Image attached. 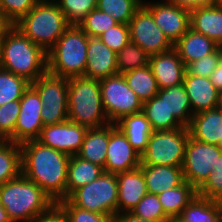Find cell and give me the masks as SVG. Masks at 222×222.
<instances>
[{"instance_id": "1", "label": "cell", "mask_w": 222, "mask_h": 222, "mask_svg": "<svg viewBox=\"0 0 222 222\" xmlns=\"http://www.w3.org/2000/svg\"><path fill=\"white\" fill-rule=\"evenodd\" d=\"M20 146L22 174L42 188L54 203L66 199L71 156L37 140L26 141Z\"/></svg>"}, {"instance_id": "2", "label": "cell", "mask_w": 222, "mask_h": 222, "mask_svg": "<svg viewBox=\"0 0 222 222\" xmlns=\"http://www.w3.org/2000/svg\"><path fill=\"white\" fill-rule=\"evenodd\" d=\"M0 64L30 83L48 71L47 53L15 26L0 41Z\"/></svg>"}, {"instance_id": "3", "label": "cell", "mask_w": 222, "mask_h": 222, "mask_svg": "<svg viewBox=\"0 0 222 222\" xmlns=\"http://www.w3.org/2000/svg\"><path fill=\"white\" fill-rule=\"evenodd\" d=\"M0 203L11 222H31L55 204L42 188L22 173L0 185Z\"/></svg>"}, {"instance_id": "4", "label": "cell", "mask_w": 222, "mask_h": 222, "mask_svg": "<svg viewBox=\"0 0 222 222\" xmlns=\"http://www.w3.org/2000/svg\"><path fill=\"white\" fill-rule=\"evenodd\" d=\"M14 26L48 53L70 24L54 0H39Z\"/></svg>"}, {"instance_id": "5", "label": "cell", "mask_w": 222, "mask_h": 222, "mask_svg": "<svg viewBox=\"0 0 222 222\" xmlns=\"http://www.w3.org/2000/svg\"><path fill=\"white\" fill-rule=\"evenodd\" d=\"M68 120L87 128L109 124L99 80L84 76L68 79Z\"/></svg>"}, {"instance_id": "6", "label": "cell", "mask_w": 222, "mask_h": 222, "mask_svg": "<svg viewBox=\"0 0 222 222\" xmlns=\"http://www.w3.org/2000/svg\"><path fill=\"white\" fill-rule=\"evenodd\" d=\"M88 41L79 25H70L47 53L48 72L68 79L84 76Z\"/></svg>"}, {"instance_id": "7", "label": "cell", "mask_w": 222, "mask_h": 222, "mask_svg": "<svg viewBox=\"0 0 222 222\" xmlns=\"http://www.w3.org/2000/svg\"><path fill=\"white\" fill-rule=\"evenodd\" d=\"M188 138L186 126L153 131L146 150L141 154V164L182 166Z\"/></svg>"}, {"instance_id": "8", "label": "cell", "mask_w": 222, "mask_h": 222, "mask_svg": "<svg viewBox=\"0 0 222 222\" xmlns=\"http://www.w3.org/2000/svg\"><path fill=\"white\" fill-rule=\"evenodd\" d=\"M68 199L77 207L98 214H117L118 183L116 174L104 172L96 180L76 189Z\"/></svg>"}, {"instance_id": "9", "label": "cell", "mask_w": 222, "mask_h": 222, "mask_svg": "<svg viewBox=\"0 0 222 222\" xmlns=\"http://www.w3.org/2000/svg\"><path fill=\"white\" fill-rule=\"evenodd\" d=\"M101 100L110 123L116 124L124 116L142 112L143 103L129 88L123 74L99 80Z\"/></svg>"}, {"instance_id": "10", "label": "cell", "mask_w": 222, "mask_h": 222, "mask_svg": "<svg viewBox=\"0 0 222 222\" xmlns=\"http://www.w3.org/2000/svg\"><path fill=\"white\" fill-rule=\"evenodd\" d=\"M43 104V125L63 123L68 120V78L55 76L48 71L31 82Z\"/></svg>"}, {"instance_id": "11", "label": "cell", "mask_w": 222, "mask_h": 222, "mask_svg": "<svg viewBox=\"0 0 222 222\" xmlns=\"http://www.w3.org/2000/svg\"><path fill=\"white\" fill-rule=\"evenodd\" d=\"M221 153L219 145L203 143L189 136L182 165L184 180L198 190L213 172Z\"/></svg>"}, {"instance_id": "12", "label": "cell", "mask_w": 222, "mask_h": 222, "mask_svg": "<svg viewBox=\"0 0 222 222\" xmlns=\"http://www.w3.org/2000/svg\"><path fill=\"white\" fill-rule=\"evenodd\" d=\"M130 42L138 45L150 56L167 52L174 44L155 24L152 14L142 5L129 22Z\"/></svg>"}, {"instance_id": "13", "label": "cell", "mask_w": 222, "mask_h": 222, "mask_svg": "<svg viewBox=\"0 0 222 222\" xmlns=\"http://www.w3.org/2000/svg\"><path fill=\"white\" fill-rule=\"evenodd\" d=\"M142 5L152 14L155 24L173 44L190 29V10L166 0H143Z\"/></svg>"}, {"instance_id": "14", "label": "cell", "mask_w": 222, "mask_h": 222, "mask_svg": "<svg viewBox=\"0 0 222 222\" xmlns=\"http://www.w3.org/2000/svg\"><path fill=\"white\" fill-rule=\"evenodd\" d=\"M43 104L37 91L29 85L20 99V113L14 128V143L37 140L44 127Z\"/></svg>"}, {"instance_id": "15", "label": "cell", "mask_w": 222, "mask_h": 222, "mask_svg": "<svg viewBox=\"0 0 222 222\" xmlns=\"http://www.w3.org/2000/svg\"><path fill=\"white\" fill-rule=\"evenodd\" d=\"M141 155L131 146L126 135L113 123H109V142L104 170L118 174L140 167Z\"/></svg>"}, {"instance_id": "16", "label": "cell", "mask_w": 222, "mask_h": 222, "mask_svg": "<svg viewBox=\"0 0 222 222\" xmlns=\"http://www.w3.org/2000/svg\"><path fill=\"white\" fill-rule=\"evenodd\" d=\"M87 129V127L70 120L59 124L46 125L42 128L37 141L44 146L73 156L79 153Z\"/></svg>"}, {"instance_id": "17", "label": "cell", "mask_w": 222, "mask_h": 222, "mask_svg": "<svg viewBox=\"0 0 222 222\" xmlns=\"http://www.w3.org/2000/svg\"><path fill=\"white\" fill-rule=\"evenodd\" d=\"M84 77L102 80L118 74L116 53L99 37H89Z\"/></svg>"}, {"instance_id": "18", "label": "cell", "mask_w": 222, "mask_h": 222, "mask_svg": "<svg viewBox=\"0 0 222 222\" xmlns=\"http://www.w3.org/2000/svg\"><path fill=\"white\" fill-rule=\"evenodd\" d=\"M149 66L159 89H166L183 83L186 65L174 48L167 52L151 55Z\"/></svg>"}, {"instance_id": "19", "label": "cell", "mask_w": 222, "mask_h": 222, "mask_svg": "<svg viewBox=\"0 0 222 222\" xmlns=\"http://www.w3.org/2000/svg\"><path fill=\"white\" fill-rule=\"evenodd\" d=\"M118 183L117 213H130L148 193L141 168L116 174Z\"/></svg>"}, {"instance_id": "20", "label": "cell", "mask_w": 222, "mask_h": 222, "mask_svg": "<svg viewBox=\"0 0 222 222\" xmlns=\"http://www.w3.org/2000/svg\"><path fill=\"white\" fill-rule=\"evenodd\" d=\"M183 85L189 97L193 115L218 107L219 90L212 84L210 78L185 72Z\"/></svg>"}, {"instance_id": "21", "label": "cell", "mask_w": 222, "mask_h": 222, "mask_svg": "<svg viewBox=\"0 0 222 222\" xmlns=\"http://www.w3.org/2000/svg\"><path fill=\"white\" fill-rule=\"evenodd\" d=\"M187 129L189 136L197 141L220 145L222 141V109L217 107L194 114Z\"/></svg>"}, {"instance_id": "22", "label": "cell", "mask_w": 222, "mask_h": 222, "mask_svg": "<svg viewBox=\"0 0 222 222\" xmlns=\"http://www.w3.org/2000/svg\"><path fill=\"white\" fill-rule=\"evenodd\" d=\"M147 192L158 195L181 185L185 180L182 166L140 164Z\"/></svg>"}, {"instance_id": "23", "label": "cell", "mask_w": 222, "mask_h": 222, "mask_svg": "<svg viewBox=\"0 0 222 222\" xmlns=\"http://www.w3.org/2000/svg\"><path fill=\"white\" fill-rule=\"evenodd\" d=\"M190 28L222 47V4L190 10Z\"/></svg>"}, {"instance_id": "24", "label": "cell", "mask_w": 222, "mask_h": 222, "mask_svg": "<svg viewBox=\"0 0 222 222\" xmlns=\"http://www.w3.org/2000/svg\"><path fill=\"white\" fill-rule=\"evenodd\" d=\"M218 47L214 40L191 28L174 44V49L186 66L212 54Z\"/></svg>"}, {"instance_id": "25", "label": "cell", "mask_w": 222, "mask_h": 222, "mask_svg": "<svg viewBox=\"0 0 222 222\" xmlns=\"http://www.w3.org/2000/svg\"><path fill=\"white\" fill-rule=\"evenodd\" d=\"M109 142V124L98 128H88L78 157L105 167Z\"/></svg>"}, {"instance_id": "26", "label": "cell", "mask_w": 222, "mask_h": 222, "mask_svg": "<svg viewBox=\"0 0 222 222\" xmlns=\"http://www.w3.org/2000/svg\"><path fill=\"white\" fill-rule=\"evenodd\" d=\"M116 125L126 135L131 146L141 155L147 148L153 130L146 115L139 112L124 116Z\"/></svg>"}, {"instance_id": "27", "label": "cell", "mask_w": 222, "mask_h": 222, "mask_svg": "<svg viewBox=\"0 0 222 222\" xmlns=\"http://www.w3.org/2000/svg\"><path fill=\"white\" fill-rule=\"evenodd\" d=\"M177 218L181 222H222V202L196 195Z\"/></svg>"}, {"instance_id": "28", "label": "cell", "mask_w": 222, "mask_h": 222, "mask_svg": "<svg viewBox=\"0 0 222 222\" xmlns=\"http://www.w3.org/2000/svg\"><path fill=\"white\" fill-rule=\"evenodd\" d=\"M105 172L104 168L83 160L77 155L69 159L66 184V199L78 188L96 180Z\"/></svg>"}, {"instance_id": "29", "label": "cell", "mask_w": 222, "mask_h": 222, "mask_svg": "<svg viewBox=\"0 0 222 222\" xmlns=\"http://www.w3.org/2000/svg\"><path fill=\"white\" fill-rule=\"evenodd\" d=\"M157 96L164 100L169 113H172L183 126L187 127L190 124L193 112L183 83L159 89Z\"/></svg>"}, {"instance_id": "30", "label": "cell", "mask_w": 222, "mask_h": 222, "mask_svg": "<svg viewBox=\"0 0 222 222\" xmlns=\"http://www.w3.org/2000/svg\"><path fill=\"white\" fill-rule=\"evenodd\" d=\"M197 190L188 182L158 194L159 201L169 218H177L180 212L195 198Z\"/></svg>"}, {"instance_id": "31", "label": "cell", "mask_w": 222, "mask_h": 222, "mask_svg": "<svg viewBox=\"0 0 222 222\" xmlns=\"http://www.w3.org/2000/svg\"><path fill=\"white\" fill-rule=\"evenodd\" d=\"M130 89H132L142 103L156 96L159 92L157 81L149 65L134 69L123 74Z\"/></svg>"}, {"instance_id": "32", "label": "cell", "mask_w": 222, "mask_h": 222, "mask_svg": "<svg viewBox=\"0 0 222 222\" xmlns=\"http://www.w3.org/2000/svg\"><path fill=\"white\" fill-rule=\"evenodd\" d=\"M142 112L146 115L153 131L183 127L175 116L169 113L164 100H161L157 95L143 103Z\"/></svg>"}, {"instance_id": "33", "label": "cell", "mask_w": 222, "mask_h": 222, "mask_svg": "<svg viewBox=\"0 0 222 222\" xmlns=\"http://www.w3.org/2000/svg\"><path fill=\"white\" fill-rule=\"evenodd\" d=\"M22 173L21 146L10 141H0V185Z\"/></svg>"}, {"instance_id": "34", "label": "cell", "mask_w": 222, "mask_h": 222, "mask_svg": "<svg viewBox=\"0 0 222 222\" xmlns=\"http://www.w3.org/2000/svg\"><path fill=\"white\" fill-rule=\"evenodd\" d=\"M143 0H97V8L118 23L129 24Z\"/></svg>"}, {"instance_id": "35", "label": "cell", "mask_w": 222, "mask_h": 222, "mask_svg": "<svg viewBox=\"0 0 222 222\" xmlns=\"http://www.w3.org/2000/svg\"><path fill=\"white\" fill-rule=\"evenodd\" d=\"M116 56L118 74L149 65L150 55L132 42L123 47Z\"/></svg>"}, {"instance_id": "36", "label": "cell", "mask_w": 222, "mask_h": 222, "mask_svg": "<svg viewBox=\"0 0 222 222\" xmlns=\"http://www.w3.org/2000/svg\"><path fill=\"white\" fill-rule=\"evenodd\" d=\"M29 85L30 82L25 78L0 68V106L20 100Z\"/></svg>"}, {"instance_id": "37", "label": "cell", "mask_w": 222, "mask_h": 222, "mask_svg": "<svg viewBox=\"0 0 222 222\" xmlns=\"http://www.w3.org/2000/svg\"><path fill=\"white\" fill-rule=\"evenodd\" d=\"M70 25H79L90 11L97 8V0H54Z\"/></svg>"}, {"instance_id": "38", "label": "cell", "mask_w": 222, "mask_h": 222, "mask_svg": "<svg viewBox=\"0 0 222 222\" xmlns=\"http://www.w3.org/2000/svg\"><path fill=\"white\" fill-rule=\"evenodd\" d=\"M140 219L164 222L169 217L159 201L158 195L147 193L130 212Z\"/></svg>"}, {"instance_id": "39", "label": "cell", "mask_w": 222, "mask_h": 222, "mask_svg": "<svg viewBox=\"0 0 222 222\" xmlns=\"http://www.w3.org/2000/svg\"><path fill=\"white\" fill-rule=\"evenodd\" d=\"M117 24L118 22L110 15L95 8L88 13L79 26L89 37H99L103 32Z\"/></svg>"}, {"instance_id": "40", "label": "cell", "mask_w": 222, "mask_h": 222, "mask_svg": "<svg viewBox=\"0 0 222 222\" xmlns=\"http://www.w3.org/2000/svg\"><path fill=\"white\" fill-rule=\"evenodd\" d=\"M20 113V100L0 106V140L14 143V128Z\"/></svg>"}, {"instance_id": "41", "label": "cell", "mask_w": 222, "mask_h": 222, "mask_svg": "<svg viewBox=\"0 0 222 222\" xmlns=\"http://www.w3.org/2000/svg\"><path fill=\"white\" fill-rule=\"evenodd\" d=\"M66 214L68 222H113L114 216L98 214L75 206L68 198L56 203Z\"/></svg>"}, {"instance_id": "42", "label": "cell", "mask_w": 222, "mask_h": 222, "mask_svg": "<svg viewBox=\"0 0 222 222\" xmlns=\"http://www.w3.org/2000/svg\"><path fill=\"white\" fill-rule=\"evenodd\" d=\"M197 195L222 202V153L218 157L216 166H213V172L197 190Z\"/></svg>"}, {"instance_id": "43", "label": "cell", "mask_w": 222, "mask_h": 222, "mask_svg": "<svg viewBox=\"0 0 222 222\" xmlns=\"http://www.w3.org/2000/svg\"><path fill=\"white\" fill-rule=\"evenodd\" d=\"M99 38L117 54L130 42L129 24L118 23L117 25L103 32Z\"/></svg>"}, {"instance_id": "44", "label": "cell", "mask_w": 222, "mask_h": 222, "mask_svg": "<svg viewBox=\"0 0 222 222\" xmlns=\"http://www.w3.org/2000/svg\"><path fill=\"white\" fill-rule=\"evenodd\" d=\"M221 54L222 47L219 46L212 54L189 63L186 66V72L195 76L210 78L218 66Z\"/></svg>"}, {"instance_id": "45", "label": "cell", "mask_w": 222, "mask_h": 222, "mask_svg": "<svg viewBox=\"0 0 222 222\" xmlns=\"http://www.w3.org/2000/svg\"><path fill=\"white\" fill-rule=\"evenodd\" d=\"M39 0H0V9L15 24L26 15Z\"/></svg>"}, {"instance_id": "46", "label": "cell", "mask_w": 222, "mask_h": 222, "mask_svg": "<svg viewBox=\"0 0 222 222\" xmlns=\"http://www.w3.org/2000/svg\"><path fill=\"white\" fill-rule=\"evenodd\" d=\"M31 222H68L64 211L55 203L47 212L40 214Z\"/></svg>"}, {"instance_id": "47", "label": "cell", "mask_w": 222, "mask_h": 222, "mask_svg": "<svg viewBox=\"0 0 222 222\" xmlns=\"http://www.w3.org/2000/svg\"><path fill=\"white\" fill-rule=\"evenodd\" d=\"M169 3L177 5L178 7L192 10L198 7L214 6L218 4L217 0H166Z\"/></svg>"}, {"instance_id": "48", "label": "cell", "mask_w": 222, "mask_h": 222, "mask_svg": "<svg viewBox=\"0 0 222 222\" xmlns=\"http://www.w3.org/2000/svg\"><path fill=\"white\" fill-rule=\"evenodd\" d=\"M14 27V23L0 9V41Z\"/></svg>"}, {"instance_id": "49", "label": "cell", "mask_w": 222, "mask_h": 222, "mask_svg": "<svg viewBox=\"0 0 222 222\" xmlns=\"http://www.w3.org/2000/svg\"><path fill=\"white\" fill-rule=\"evenodd\" d=\"M210 81L218 90L222 89V54L217 68L210 76Z\"/></svg>"}, {"instance_id": "50", "label": "cell", "mask_w": 222, "mask_h": 222, "mask_svg": "<svg viewBox=\"0 0 222 222\" xmlns=\"http://www.w3.org/2000/svg\"><path fill=\"white\" fill-rule=\"evenodd\" d=\"M113 222H157V221L140 219L133 216L131 213H117L116 215H114Z\"/></svg>"}, {"instance_id": "51", "label": "cell", "mask_w": 222, "mask_h": 222, "mask_svg": "<svg viewBox=\"0 0 222 222\" xmlns=\"http://www.w3.org/2000/svg\"><path fill=\"white\" fill-rule=\"evenodd\" d=\"M0 222H11L8 213L0 203Z\"/></svg>"}, {"instance_id": "52", "label": "cell", "mask_w": 222, "mask_h": 222, "mask_svg": "<svg viewBox=\"0 0 222 222\" xmlns=\"http://www.w3.org/2000/svg\"><path fill=\"white\" fill-rule=\"evenodd\" d=\"M218 107L220 109H222V89L219 90V103H218Z\"/></svg>"}, {"instance_id": "53", "label": "cell", "mask_w": 222, "mask_h": 222, "mask_svg": "<svg viewBox=\"0 0 222 222\" xmlns=\"http://www.w3.org/2000/svg\"><path fill=\"white\" fill-rule=\"evenodd\" d=\"M164 222H181L178 218H168Z\"/></svg>"}, {"instance_id": "54", "label": "cell", "mask_w": 222, "mask_h": 222, "mask_svg": "<svg viewBox=\"0 0 222 222\" xmlns=\"http://www.w3.org/2000/svg\"><path fill=\"white\" fill-rule=\"evenodd\" d=\"M218 1V4H222V0H217Z\"/></svg>"}]
</instances>
